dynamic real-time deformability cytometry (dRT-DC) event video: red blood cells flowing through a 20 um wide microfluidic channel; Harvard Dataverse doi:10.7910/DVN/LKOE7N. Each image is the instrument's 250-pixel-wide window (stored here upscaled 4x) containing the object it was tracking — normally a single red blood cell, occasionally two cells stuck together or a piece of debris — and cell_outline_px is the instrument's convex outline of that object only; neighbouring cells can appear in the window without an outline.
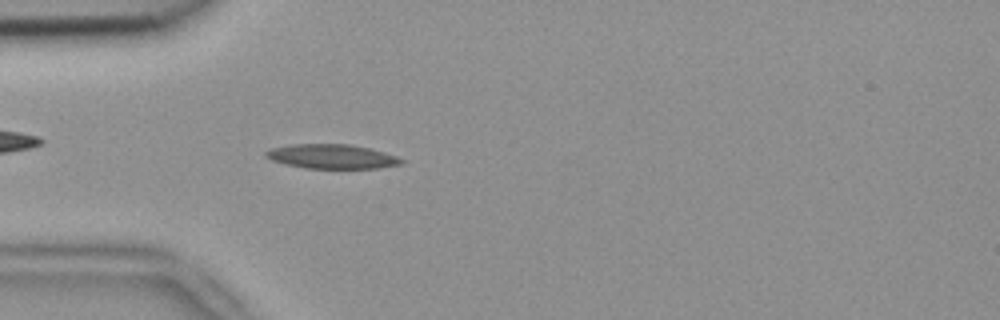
{"species": "common noctule bat (a hibernating species)", "species_latin": "Nyctalus noctula", "temperature_condition": "room temperature", "stored_images_in_passage": 5, "camera_frame_rate_fps": 3000, "um_per_image_px": 0.085, "animal": {"sex": "female", "body_mass_g": 18.4}, "frame": {"image": 1, "passage_image": 5, "time_ms": 1.333, "image_size_px": [1000, 320], "cell_outline_px": [[404, 160], [400, 164], [376, 168], [304, 168], [284, 164], [272, 160], [264, 156], [264, 152], [268, 148], [292, 144], [348, 144], [368, 148], [384, 152], [396, 156]], "centroid_in_image_um": [28.13, 13.29], "position_along_channel_um": 56.9, "area_um2": 19.19}}